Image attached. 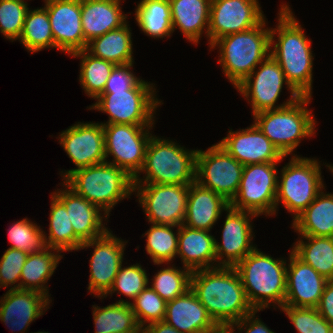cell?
I'll return each instance as SVG.
<instances>
[{"label": "cell", "instance_id": "obj_25", "mask_svg": "<svg viewBox=\"0 0 333 333\" xmlns=\"http://www.w3.org/2000/svg\"><path fill=\"white\" fill-rule=\"evenodd\" d=\"M230 203L221 195L198 184L189 185L185 221L183 225L210 231L222 211H227Z\"/></svg>", "mask_w": 333, "mask_h": 333}, {"label": "cell", "instance_id": "obj_28", "mask_svg": "<svg viewBox=\"0 0 333 333\" xmlns=\"http://www.w3.org/2000/svg\"><path fill=\"white\" fill-rule=\"evenodd\" d=\"M169 3L173 32L180 29L184 37L194 44H198L205 28L208 36L211 0H169Z\"/></svg>", "mask_w": 333, "mask_h": 333}, {"label": "cell", "instance_id": "obj_26", "mask_svg": "<svg viewBox=\"0 0 333 333\" xmlns=\"http://www.w3.org/2000/svg\"><path fill=\"white\" fill-rule=\"evenodd\" d=\"M121 0H81V22L85 38V50L88 42L105 33L121 28L127 15L120 7Z\"/></svg>", "mask_w": 333, "mask_h": 333}, {"label": "cell", "instance_id": "obj_8", "mask_svg": "<svg viewBox=\"0 0 333 333\" xmlns=\"http://www.w3.org/2000/svg\"><path fill=\"white\" fill-rule=\"evenodd\" d=\"M155 90L153 84L139 79L128 90L103 91L90 109L109 114L108 122L102 124L153 125L155 109L162 104Z\"/></svg>", "mask_w": 333, "mask_h": 333}, {"label": "cell", "instance_id": "obj_44", "mask_svg": "<svg viewBox=\"0 0 333 333\" xmlns=\"http://www.w3.org/2000/svg\"><path fill=\"white\" fill-rule=\"evenodd\" d=\"M148 280L146 271L141 265L133 264L124 268L121 266L113 286L107 294L112 296V293L118 291L117 293H122V295L134 300L147 287Z\"/></svg>", "mask_w": 333, "mask_h": 333}, {"label": "cell", "instance_id": "obj_40", "mask_svg": "<svg viewBox=\"0 0 333 333\" xmlns=\"http://www.w3.org/2000/svg\"><path fill=\"white\" fill-rule=\"evenodd\" d=\"M45 232L40 226L27 218L14 222L8 229L9 248L21 250L27 254L38 253L47 248Z\"/></svg>", "mask_w": 333, "mask_h": 333}, {"label": "cell", "instance_id": "obj_34", "mask_svg": "<svg viewBox=\"0 0 333 333\" xmlns=\"http://www.w3.org/2000/svg\"><path fill=\"white\" fill-rule=\"evenodd\" d=\"M141 30L153 38L170 37L173 33L169 0H141L135 10Z\"/></svg>", "mask_w": 333, "mask_h": 333}, {"label": "cell", "instance_id": "obj_18", "mask_svg": "<svg viewBox=\"0 0 333 333\" xmlns=\"http://www.w3.org/2000/svg\"><path fill=\"white\" fill-rule=\"evenodd\" d=\"M227 212L222 229V243L215 239L216 262L219 263L217 266L235 267L256 248L251 244L254 237L250 218L257 215L231 207ZM224 257L226 258L223 259Z\"/></svg>", "mask_w": 333, "mask_h": 333}, {"label": "cell", "instance_id": "obj_50", "mask_svg": "<svg viewBox=\"0 0 333 333\" xmlns=\"http://www.w3.org/2000/svg\"><path fill=\"white\" fill-rule=\"evenodd\" d=\"M215 333H227L223 328H220L218 331H216Z\"/></svg>", "mask_w": 333, "mask_h": 333}, {"label": "cell", "instance_id": "obj_39", "mask_svg": "<svg viewBox=\"0 0 333 333\" xmlns=\"http://www.w3.org/2000/svg\"><path fill=\"white\" fill-rule=\"evenodd\" d=\"M192 271L176 267L162 268L155 276L151 288L166 302L185 294L191 288Z\"/></svg>", "mask_w": 333, "mask_h": 333}, {"label": "cell", "instance_id": "obj_35", "mask_svg": "<svg viewBox=\"0 0 333 333\" xmlns=\"http://www.w3.org/2000/svg\"><path fill=\"white\" fill-rule=\"evenodd\" d=\"M49 216V236H44L46 246L60 253L79 250L83 242L75 235L65 206L53 194Z\"/></svg>", "mask_w": 333, "mask_h": 333}, {"label": "cell", "instance_id": "obj_6", "mask_svg": "<svg viewBox=\"0 0 333 333\" xmlns=\"http://www.w3.org/2000/svg\"><path fill=\"white\" fill-rule=\"evenodd\" d=\"M196 154L197 150L188 151L175 142L153 135L140 171L145 177H135L134 184L190 185L195 182Z\"/></svg>", "mask_w": 333, "mask_h": 333}, {"label": "cell", "instance_id": "obj_4", "mask_svg": "<svg viewBox=\"0 0 333 333\" xmlns=\"http://www.w3.org/2000/svg\"><path fill=\"white\" fill-rule=\"evenodd\" d=\"M265 22L264 19L252 29L219 38L211 45L210 49L219 48L218 62L235 88L270 55L271 29H265Z\"/></svg>", "mask_w": 333, "mask_h": 333}, {"label": "cell", "instance_id": "obj_15", "mask_svg": "<svg viewBox=\"0 0 333 333\" xmlns=\"http://www.w3.org/2000/svg\"><path fill=\"white\" fill-rule=\"evenodd\" d=\"M265 19L258 0H211L208 41L244 32Z\"/></svg>", "mask_w": 333, "mask_h": 333}, {"label": "cell", "instance_id": "obj_51", "mask_svg": "<svg viewBox=\"0 0 333 333\" xmlns=\"http://www.w3.org/2000/svg\"><path fill=\"white\" fill-rule=\"evenodd\" d=\"M326 166L329 167L330 171L333 173V166H331V164Z\"/></svg>", "mask_w": 333, "mask_h": 333}, {"label": "cell", "instance_id": "obj_7", "mask_svg": "<svg viewBox=\"0 0 333 333\" xmlns=\"http://www.w3.org/2000/svg\"><path fill=\"white\" fill-rule=\"evenodd\" d=\"M312 97L301 96L282 108L254 114V123L287 157L300 144L301 139L315 134V119L307 104Z\"/></svg>", "mask_w": 333, "mask_h": 333}, {"label": "cell", "instance_id": "obj_43", "mask_svg": "<svg viewBox=\"0 0 333 333\" xmlns=\"http://www.w3.org/2000/svg\"><path fill=\"white\" fill-rule=\"evenodd\" d=\"M28 9L27 2L0 0V32L5 38H20Z\"/></svg>", "mask_w": 333, "mask_h": 333}, {"label": "cell", "instance_id": "obj_19", "mask_svg": "<svg viewBox=\"0 0 333 333\" xmlns=\"http://www.w3.org/2000/svg\"><path fill=\"white\" fill-rule=\"evenodd\" d=\"M54 38V48L72 54L85 50L81 0H45Z\"/></svg>", "mask_w": 333, "mask_h": 333}, {"label": "cell", "instance_id": "obj_5", "mask_svg": "<svg viewBox=\"0 0 333 333\" xmlns=\"http://www.w3.org/2000/svg\"><path fill=\"white\" fill-rule=\"evenodd\" d=\"M76 194L98 206L109 216L120 200L134 192V178L108 162L73 171L63 181Z\"/></svg>", "mask_w": 333, "mask_h": 333}, {"label": "cell", "instance_id": "obj_11", "mask_svg": "<svg viewBox=\"0 0 333 333\" xmlns=\"http://www.w3.org/2000/svg\"><path fill=\"white\" fill-rule=\"evenodd\" d=\"M151 127L152 125L103 124L106 160L108 155H113L114 159L106 162L120 167L133 178L139 177L147 145L152 137L148 130Z\"/></svg>", "mask_w": 333, "mask_h": 333}, {"label": "cell", "instance_id": "obj_23", "mask_svg": "<svg viewBox=\"0 0 333 333\" xmlns=\"http://www.w3.org/2000/svg\"><path fill=\"white\" fill-rule=\"evenodd\" d=\"M163 321L182 333H215L220 329L191 288L167 302Z\"/></svg>", "mask_w": 333, "mask_h": 333}, {"label": "cell", "instance_id": "obj_12", "mask_svg": "<svg viewBox=\"0 0 333 333\" xmlns=\"http://www.w3.org/2000/svg\"><path fill=\"white\" fill-rule=\"evenodd\" d=\"M243 167L217 143L206 151L197 150L195 181L230 203L239 190Z\"/></svg>", "mask_w": 333, "mask_h": 333}, {"label": "cell", "instance_id": "obj_38", "mask_svg": "<svg viewBox=\"0 0 333 333\" xmlns=\"http://www.w3.org/2000/svg\"><path fill=\"white\" fill-rule=\"evenodd\" d=\"M178 228L177 234L173 228ZM179 226L152 224L145 232L146 252L150 255L155 265H161L172 261L177 255Z\"/></svg>", "mask_w": 333, "mask_h": 333}, {"label": "cell", "instance_id": "obj_29", "mask_svg": "<svg viewBox=\"0 0 333 333\" xmlns=\"http://www.w3.org/2000/svg\"><path fill=\"white\" fill-rule=\"evenodd\" d=\"M292 224L299 235L333 237V194L321 191Z\"/></svg>", "mask_w": 333, "mask_h": 333}, {"label": "cell", "instance_id": "obj_46", "mask_svg": "<svg viewBox=\"0 0 333 333\" xmlns=\"http://www.w3.org/2000/svg\"><path fill=\"white\" fill-rule=\"evenodd\" d=\"M133 64L116 65L107 79L104 91H119L130 89L140 78L131 72Z\"/></svg>", "mask_w": 333, "mask_h": 333}, {"label": "cell", "instance_id": "obj_27", "mask_svg": "<svg viewBox=\"0 0 333 333\" xmlns=\"http://www.w3.org/2000/svg\"><path fill=\"white\" fill-rule=\"evenodd\" d=\"M209 232L183 224L179 226L177 255L182 259L183 267L191 271L217 267L212 265L216 262L215 238Z\"/></svg>", "mask_w": 333, "mask_h": 333}, {"label": "cell", "instance_id": "obj_47", "mask_svg": "<svg viewBox=\"0 0 333 333\" xmlns=\"http://www.w3.org/2000/svg\"><path fill=\"white\" fill-rule=\"evenodd\" d=\"M258 312V310H254L247 316L243 317L241 320H238L237 322L230 324L223 329L227 333H235L234 328L237 327V330L239 329L242 332V330H246L245 333H274L271 329H268V327L259 320V318H255V314ZM245 327V328H243Z\"/></svg>", "mask_w": 333, "mask_h": 333}, {"label": "cell", "instance_id": "obj_9", "mask_svg": "<svg viewBox=\"0 0 333 333\" xmlns=\"http://www.w3.org/2000/svg\"><path fill=\"white\" fill-rule=\"evenodd\" d=\"M276 205L282 202L285 209L297 218L325 188L321 167L317 160L294 155L281 170Z\"/></svg>", "mask_w": 333, "mask_h": 333}, {"label": "cell", "instance_id": "obj_45", "mask_svg": "<svg viewBox=\"0 0 333 333\" xmlns=\"http://www.w3.org/2000/svg\"><path fill=\"white\" fill-rule=\"evenodd\" d=\"M29 254L8 248L0 259V288L11 286L20 281L21 270Z\"/></svg>", "mask_w": 333, "mask_h": 333}, {"label": "cell", "instance_id": "obj_30", "mask_svg": "<svg viewBox=\"0 0 333 333\" xmlns=\"http://www.w3.org/2000/svg\"><path fill=\"white\" fill-rule=\"evenodd\" d=\"M54 250L47 247L38 253L29 254L21 270L20 282L15 284L13 289L34 290L49 298L48 287L44 284L53 275L62 258V255L58 254L60 251L56 254Z\"/></svg>", "mask_w": 333, "mask_h": 333}, {"label": "cell", "instance_id": "obj_24", "mask_svg": "<svg viewBox=\"0 0 333 333\" xmlns=\"http://www.w3.org/2000/svg\"><path fill=\"white\" fill-rule=\"evenodd\" d=\"M63 186L67 188L62 191L58 189L53 195L65 206L75 235L83 243L104 235L108 228L103 226L102 221L108 216L103 217L98 206L76 194L65 183Z\"/></svg>", "mask_w": 333, "mask_h": 333}, {"label": "cell", "instance_id": "obj_21", "mask_svg": "<svg viewBox=\"0 0 333 333\" xmlns=\"http://www.w3.org/2000/svg\"><path fill=\"white\" fill-rule=\"evenodd\" d=\"M289 255L284 305L316 308L328 280L292 251Z\"/></svg>", "mask_w": 333, "mask_h": 333}, {"label": "cell", "instance_id": "obj_22", "mask_svg": "<svg viewBox=\"0 0 333 333\" xmlns=\"http://www.w3.org/2000/svg\"><path fill=\"white\" fill-rule=\"evenodd\" d=\"M50 301L38 291L9 289L0 300V320L12 331L22 330L24 333L35 319L43 315V309H48Z\"/></svg>", "mask_w": 333, "mask_h": 333}, {"label": "cell", "instance_id": "obj_3", "mask_svg": "<svg viewBox=\"0 0 333 333\" xmlns=\"http://www.w3.org/2000/svg\"><path fill=\"white\" fill-rule=\"evenodd\" d=\"M258 250L255 248L234 268L254 310L262 311L270 303L281 308L286 298V260L274 259Z\"/></svg>", "mask_w": 333, "mask_h": 333}, {"label": "cell", "instance_id": "obj_2", "mask_svg": "<svg viewBox=\"0 0 333 333\" xmlns=\"http://www.w3.org/2000/svg\"><path fill=\"white\" fill-rule=\"evenodd\" d=\"M278 25L271 29V56L279 63L288 84L300 95L311 97L313 55L308 39L287 4L281 6ZM275 33L278 41H275Z\"/></svg>", "mask_w": 333, "mask_h": 333}, {"label": "cell", "instance_id": "obj_17", "mask_svg": "<svg viewBox=\"0 0 333 333\" xmlns=\"http://www.w3.org/2000/svg\"><path fill=\"white\" fill-rule=\"evenodd\" d=\"M71 161L77 166L65 171V180L73 171L106 162L104 129L102 123H81L70 126L59 135Z\"/></svg>", "mask_w": 333, "mask_h": 333}, {"label": "cell", "instance_id": "obj_48", "mask_svg": "<svg viewBox=\"0 0 333 333\" xmlns=\"http://www.w3.org/2000/svg\"><path fill=\"white\" fill-rule=\"evenodd\" d=\"M316 309L333 326V280L326 282Z\"/></svg>", "mask_w": 333, "mask_h": 333}, {"label": "cell", "instance_id": "obj_52", "mask_svg": "<svg viewBox=\"0 0 333 333\" xmlns=\"http://www.w3.org/2000/svg\"><path fill=\"white\" fill-rule=\"evenodd\" d=\"M36 333H48V332H45V331H44V332H42V331H39V332H36Z\"/></svg>", "mask_w": 333, "mask_h": 333}, {"label": "cell", "instance_id": "obj_36", "mask_svg": "<svg viewBox=\"0 0 333 333\" xmlns=\"http://www.w3.org/2000/svg\"><path fill=\"white\" fill-rule=\"evenodd\" d=\"M19 41L31 53L44 48H54L50 19L45 7L28 9Z\"/></svg>", "mask_w": 333, "mask_h": 333}, {"label": "cell", "instance_id": "obj_13", "mask_svg": "<svg viewBox=\"0 0 333 333\" xmlns=\"http://www.w3.org/2000/svg\"><path fill=\"white\" fill-rule=\"evenodd\" d=\"M258 67L236 88L248 102L251 103L253 114L262 111L274 110L289 105L301 97L289 84L279 63L271 56L264 59ZM254 78V79H253ZM287 84L291 92L289 100L281 104H276L283 84ZM249 98V99H248ZM251 99V100H250Z\"/></svg>", "mask_w": 333, "mask_h": 333}, {"label": "cell", "instance_id": "obj_14", "mask_svg": "<svg viewBox=\"0 0 333 333\" xmlns=\"http://www.w3.org/2000/svg\"><path fill=\"white\" fill-rule=\"evenodd\" d=\"M134 191L150 223L173 226L184 223L189 185L134 184Z\"/></svg>", "mask_w": 333, "mask_h": 333}, {"label": "cell", "instance_id": "obj_10", "mask_svg": "<svg viewBox=\"0 0 333 333\" xmlns=\"http://www.w3.org/2000/svg\"><path fill=\"white\" fill-rule=\"evenodd\" d=\"M277 163L249 164L243 167L239 190L230 207L255 215H275L278 189Z\"/></svg>", "mask_w": 333, "mask_h": 333}, {"label": "cell", "instance_id": "obj_37", "mask_svg": "<svg viewBox=\"0 0 333 333\" xmlns=\"http://www.w3.org/2000/svg\"><path fill=\"white\" fill-rule=\"evenodd\" d=\"M71 55L82 59L79 81L85 93L89 97L97 99L103 93L107 79L116 65L109 61L96 58L86 50L77 51Z\"/></svg>", "mask_w": 333, "mask_h": 333}, {"label": "cell", "instance_id": "obj_49", "mask_svg": "<svg viewBox=\"0 0 333 333\" xmlns=\"http://www.w3.org/2000/svg\"><path fill=\"white\" fill-rule=\"evenodd\" d=\"M142 333H182L177 329L167 324L164 321L154 322L151 324L145 325L142 329Z\"/></svg>", "mask_w": 333, "mask_h": 333}, {"label": "cell", "instance_id": "obj_20", "mask_svg": "<svg viewBox=\"0 0 333 333\" xmlns=\"http://www.w3.org/2000/svg\"><path fill=\"white\" fill-rule=\"evenodd\" d=\"M218 144L241 164L280 162L285 156L254 123L240 131H228Z\"/></svg>", "mask_w": 333, "mask_h": 333}, {"label": "cell", "instance_id": "obj_31", "mask_svg": "<svg viewBox=\"0 0 333 333\" xmlns=\"http://www.w3.org/2000/svg\"><path fill=\"white\" fill-rule=\"evenodd\" d=\"M127 23L88 42L86 51L114 65L133 64L131 29Z\"/></svg>", "mask_w": 333, "mask_h": 333}, {"label": "cell", "instance_id": "obj_16", "mask_svg": "<svg viewBox=\"0 0 333 333\" xmlns=\"http://www.w3.org/2000/svg\"><path fill=\"white\" fill-rule=\"evenodd\" d=\"M125 243L107 231L101 237L84 242L79 249L94 248L90 258L88 290L100 298H106L123 262ZM95 246V247H94Z\"/></svg>", "mask_w": 333, "mask_h": 333}, {"label": "cell", "instance_id": "obj_33", "mask_svg": "<svg viewBox=\"0 0 333 333\" xmlns=\"http://www.w3.org/2000/svg\"><path fill=\"white\" fill-rule=\"evenodd\" d=\"M301 236L308 243L298 240L292 252L327 280H333V237Z\"/></svg>", "mask_w": 333, "mask_h": 333}, {"label": "cell", "instance_id": "obj_41", "mask_svg": "<svg viewBox=\"0 0 333 333\" xmlns=\"http://www.w3.org/2000/svg\"><path fill=\"white\" fill-rule=\"evenodd\" d=\"M130 305L142 329L146 323L164 320L167 302L149 286L142 290Z\"/></svg>", "mask_w": 333, "mask_h": 333}, {"label": "cell", "instance_id": "obj_32", "mask_svg": "<svg viewBox=\"0 0 333 333\" xmlns=\"http://www.w3.org/2000/svg\"><path fill=\"white\" fill-rule=\"evenodd\" d=\"M93 308L95 333H142L130 302L120 299L103 308Z\"/></svg>", "mask_w": 333, "mask_h": 333}, {"label": "cell", "instance_id": "obj_1", "mask_svg": "<svg viewBox=\"0 0 333 333\" xmlns=\"http://www.w3.org/2000/svg\"><path fill=\"white\" fill-rule=\"evenodd\" d=\"M191 290L220 328L254 311L234 267L217 266L192 271Z\"/></svg>", "mask_w": 333, "mask_h": 333}, {"label": "cell", "instance_id": "obj_42", "mask_svg": "<svg viewBox=\"0 0 333 333\" xmlns=\"http://www.w3.org/2000/svg\"><path fill=\"white\" fill-rule=\"evenodd\" d=\"M281 310L289 317L298 333H333V326L316 308L284 305Z\"/></svg>", "mask_w": 333, "mask_h": 333}]
</instances>
